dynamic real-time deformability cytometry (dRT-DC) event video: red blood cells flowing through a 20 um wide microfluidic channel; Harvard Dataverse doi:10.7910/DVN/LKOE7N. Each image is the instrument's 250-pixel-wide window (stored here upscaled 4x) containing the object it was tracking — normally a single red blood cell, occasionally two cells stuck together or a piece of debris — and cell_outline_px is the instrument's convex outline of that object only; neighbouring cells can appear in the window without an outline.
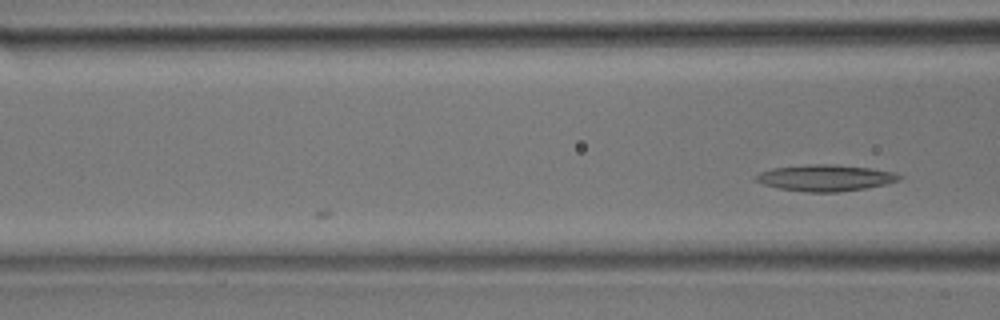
{"species": "common noctule bat (a hibernating species)", "species_latin": "Nyctalus noctula", "temperature_condition": "room temperature", "stored_images_in_passage": 4, "camera_frame_rate_fps": 3000, "um_per_image_px": 0.085, "animal": {"sex": "male", "body_mass_g": 17.9}, "frame": {"image": 1, "passage_image": 4, "time_ms": 1.0, "image_size_px": [1000, 320], "cell_outline_px": [[904, 176], [900, 180], [884, 184], [864, 188], [836, 192], [808, 192], [780, 188], [764, 184], [756, 180], [752, 176], [760, 172], [772, 168], [808, 164], [828, 164], [868, 168], [896, 172]], "centroid_in_image_um": [70.15, 15.11], "position_along_channel_um": 96.4, "area_um2": 21.85}}